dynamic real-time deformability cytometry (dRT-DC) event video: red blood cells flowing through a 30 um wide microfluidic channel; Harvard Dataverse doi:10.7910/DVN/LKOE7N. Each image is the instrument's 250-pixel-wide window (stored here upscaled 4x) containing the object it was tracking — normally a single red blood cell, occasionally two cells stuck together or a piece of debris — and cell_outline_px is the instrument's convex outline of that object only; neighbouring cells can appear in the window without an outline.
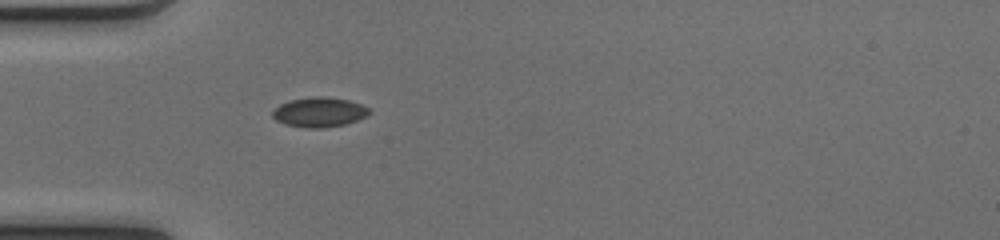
{"species": "common noctule bat (a hibernating species)", "species_latin": "Nyctalus noctula", "temperature_condition": "cold", "stored_images_in_passage": 35, "camera_frame_rate_fps": 3000, "um_per_image_px": 0.085, "animal": {"sex": "female", "body_mass_g": 17.0, "forearm_length_mm": 48.0}, "frame": {"image": 1, "passage_image": 1, "time_ms": 0.0, "image_size_px": [1000, 240], "cell_outline_px": [[372, 112], [368, 116], [344, 124], [320, 128], [308, 128], [284, 124], [276, 120], [272, 116], [272, 112], [280, 104], [292, 100], [312, 96], [324, 96], [348, 100], [360, 104], [368, 108]], "centroid_in_image_um": [27.14, 9.53], "position_along_channel_um": 57.9, "area_um2": 16.65}}
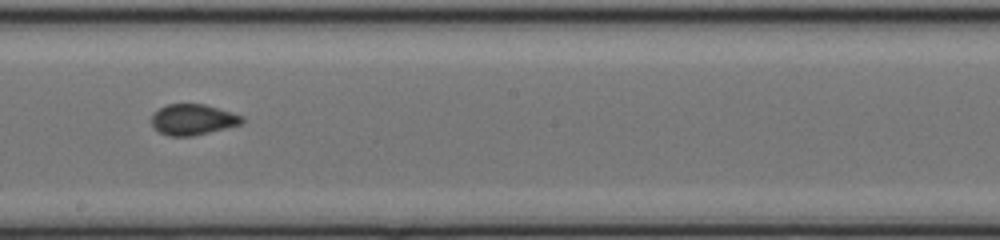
{"frame": {"image": 2, "passage_image": 14, "time_ms": 4.333, "image_size_px": [1000, 240], "cell_outline_px": [[244, 124], [192, 136], [168, 136], [152, 128], [152, 112], [168, 104], [204, 104], [232, 112], [244, 116]], "centroid_in_image_um": [16.41, 10.16], "position_along_channel_um": 231.8, "area_um2": 16.42}}
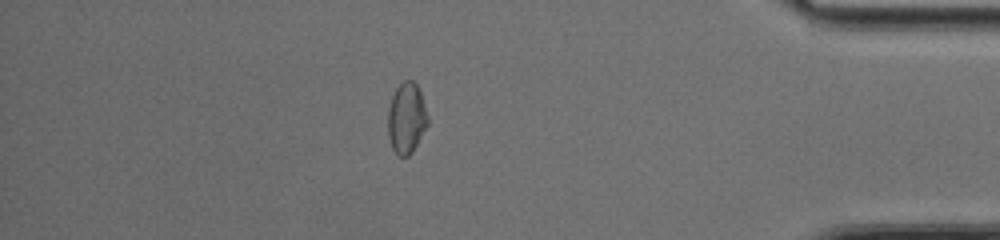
{"frame": {"image": 3, "passage_image": 29, "time_ms": 9.333, "image_size_px": [1000, 240], "cell_outline_px": [[428, 124], [412, 152], [408, 156], [400, 156], [392, 148], [388, 136], [388, 108], [392, 96], [396, 88], [404, 80], [412, 80], [416, 84], [420, 92], [428, 116]], "centroid_in_image_um": [34.54, 10.04], "position_along_channel_um": 400.7, "area_um2": 16.3}, "authors_computed_cell_mechanics": {"area_um2": 16.3574, "velocity_mm_per_s": 4.1264, "shape_relaxation_time_tau1_ms": null, "shape_relaxation_time_tau2_ms": 1.2787, "deformation_change_tau1": null, "deformation_change_tau2": 0.0409}}